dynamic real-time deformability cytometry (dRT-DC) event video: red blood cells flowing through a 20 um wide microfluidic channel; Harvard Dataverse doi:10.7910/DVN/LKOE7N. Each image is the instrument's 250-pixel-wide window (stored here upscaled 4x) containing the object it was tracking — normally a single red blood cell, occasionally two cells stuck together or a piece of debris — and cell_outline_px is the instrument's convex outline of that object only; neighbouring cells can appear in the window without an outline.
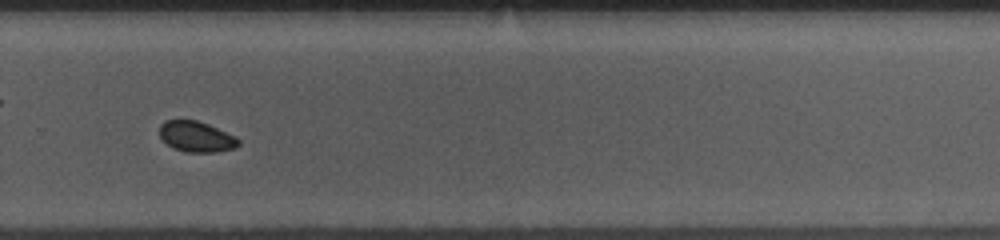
{"species": "common noctule bat (a hibernating species)", "species_latin": "Nyctalus noctula", "temperature_condition": "room temperature", "stored_images_in_passage": 43, "camera_frame_rate_fps": 3000, "um_per_image_px": 0.085, "animal": {"sex": "female", "body_mass_g": 10.0, "forearm_length_mm": 53.1}, "frame": {"image": 1, "passage_image": 31, "time_ms": 10.0, "image_size_px": [1000, 240], "cell_outline_px": [[240, 144], [236, 148], [216, 152], [188, 152], [172, 148], [160, 136], [160, 124], [164, 120], [196, 120], [208, 124], [236, 136], [240, 140]], "centroid_in_image_um": [16.71, 11.62], "position_along_channel_um": 313.1, "area_um2": 14.16}}